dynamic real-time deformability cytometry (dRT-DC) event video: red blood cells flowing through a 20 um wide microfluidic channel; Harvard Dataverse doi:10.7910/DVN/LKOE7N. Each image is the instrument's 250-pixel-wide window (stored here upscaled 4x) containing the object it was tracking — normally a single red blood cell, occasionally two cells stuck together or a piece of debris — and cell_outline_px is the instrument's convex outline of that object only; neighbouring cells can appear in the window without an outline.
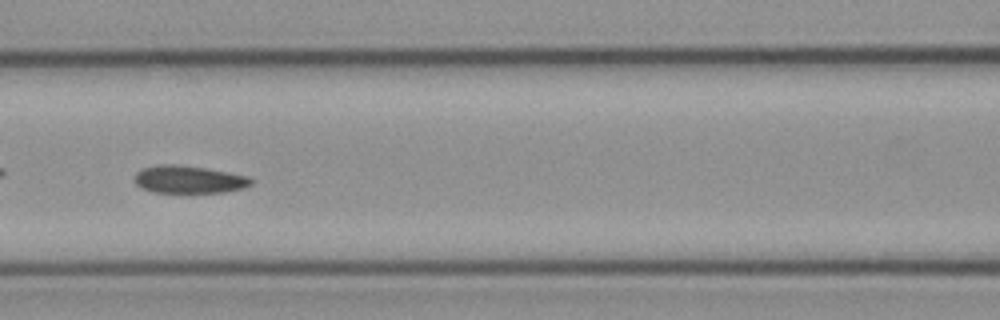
{"species": "common noctule bat (a hibernating species)", "species_latin": "Nyctalus noctula", "temperature_condition": "cold", "stored_images_in_passage": 55, "camera_frame_rate_fps": 3000, "um_per_image_px": 0.085, "animal": {"sex": "female", "body_mass_g": 21.9}, "frame": {"image": 1, "passage_image": 24, "time_ms": 7.667, "image_size_px": [1000, 320], "cell_outline_px": [[256, 180], [252, 184], [244, 188], [224, 192], [152, 192], [140, 188], [132, 180], [136, 172], [140, 168], [156, 164], [176, 164], [208, 168], [248, 176]], "centroid_in_image_um": [16.02, 15.24], "position_along_channel_um": 150.6, "area_um2": 19.19}}
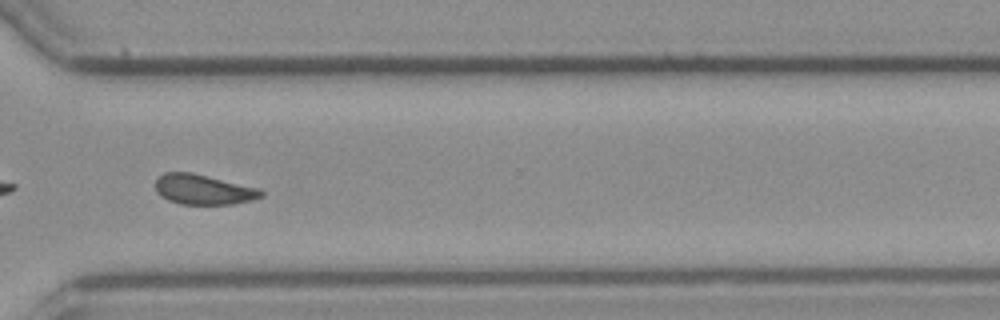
{"frame": {"image": 2, "passage_image": 40, "time_ms": 13.0, "image_size_px": [1000, 320], "cell_outline_px": [[264, 196], [252, 200], [232, 204], [180, 204], [168, 200], [160, 196], [156, 192], [156, 180], [164, 172], [192, 172], [260, 188], [264, 192]], "centroid_in_image_um": [17.3, 16.11], "position_along_channel_um": 353.3, "area_um2": 18.67}}